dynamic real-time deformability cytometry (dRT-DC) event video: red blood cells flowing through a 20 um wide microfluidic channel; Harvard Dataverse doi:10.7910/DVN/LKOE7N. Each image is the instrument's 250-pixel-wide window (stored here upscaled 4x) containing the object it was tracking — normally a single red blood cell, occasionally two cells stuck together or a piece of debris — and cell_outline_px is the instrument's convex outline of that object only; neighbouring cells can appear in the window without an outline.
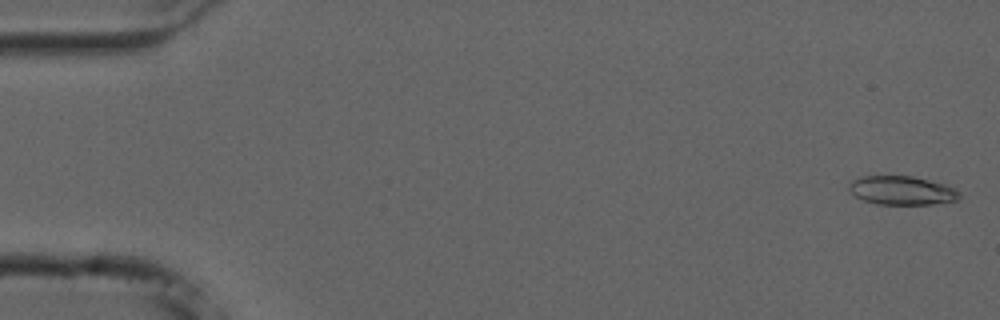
{"species": "common noctule bat (a hibernating species)", "species_latin": "Nyctalus noctula", "temperature_condition": "cold", "stored_images_in_passage": 55, "camera_frame_rate_fps": 3000, "um_per_image_px": 0.085, "animal": {"sex": "male", "forearm_length_mm": 52.5}, "frame": {"image": 1, "passage_image": 2, "time_ms": 0.333, "image_size_px": [1000, 320], "cell_outline_px": [[960, 196], [956, 200], [932, 204], [876, 204], [864, 200], [856, 196], [848, 188], [848, 184], [852, 180], [860, 176], [912, 176], [944, 184], [956, 188], [960, 192]], "centroid_in_image_um": [76.65, 16.18], "position_along_channel_um": 8.3, "area_um2": 18.44}}
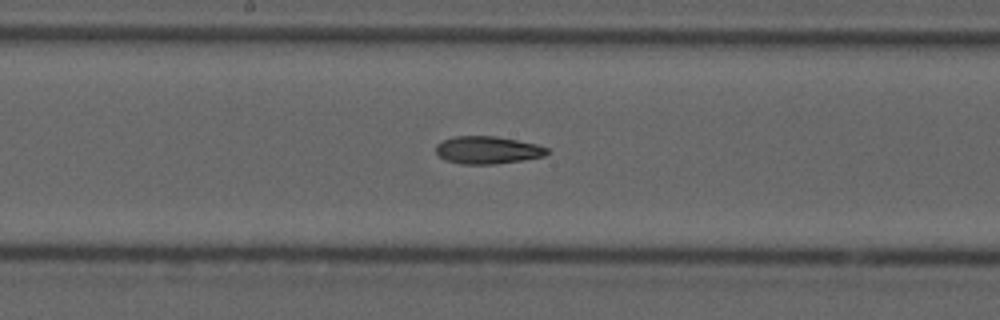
{"frame": {"image": 2, "passage_image": 29, "time_ms": 9.333, "image_size_px": [1000, 320], "cell_outline_px": [[548, 152], [544, 156], [524, 160], [496, 164], [460, 164], [444, 160], [436, 152], [436, 144], [440, 140], [452, 136], [496, 136], [536, 144], [548, 148]], "centroid_in_image_um": [41.4, 12.75], "position_along_channel_um": 206.8, "area_um2": 18.03}}
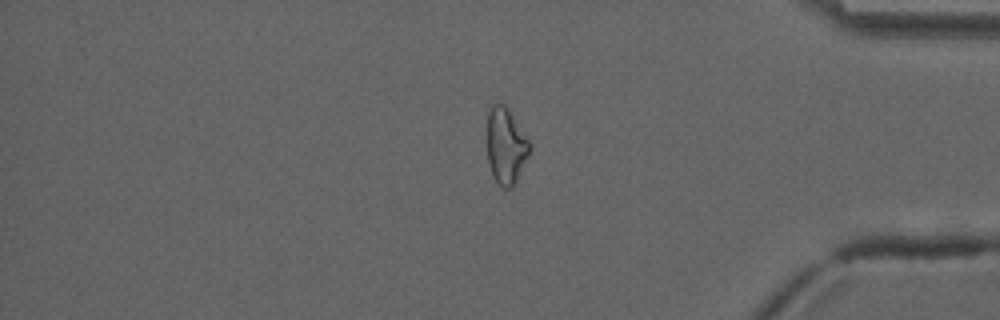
{"frame": {"image": 3, "passage_image": 46, "time_ms": 15.0, "image_size_px": [1000, 320], "cell_outline_px": [[532, 148], [516, 184], [512, 188], [504, 188], [492, 176], [488, 164], [488, 112], [492, 104], [504, 104], [532, 144]], "centroid_in_image_um": [43.02, 12.45], "position_along_channel_um": 392.2, "area_um2": 18.9}, "authors_computed_cell_mechanics": {"area_um2": 18.6116, "velocity_mm_per_s": 3.7388, "shape_relaxation_time_tau1_ms": null, "shape_relaxation_time_tau2_ms": 6.1388, "deformation_change_tau1": null, "deformation_change_tau2": 0.1551}}